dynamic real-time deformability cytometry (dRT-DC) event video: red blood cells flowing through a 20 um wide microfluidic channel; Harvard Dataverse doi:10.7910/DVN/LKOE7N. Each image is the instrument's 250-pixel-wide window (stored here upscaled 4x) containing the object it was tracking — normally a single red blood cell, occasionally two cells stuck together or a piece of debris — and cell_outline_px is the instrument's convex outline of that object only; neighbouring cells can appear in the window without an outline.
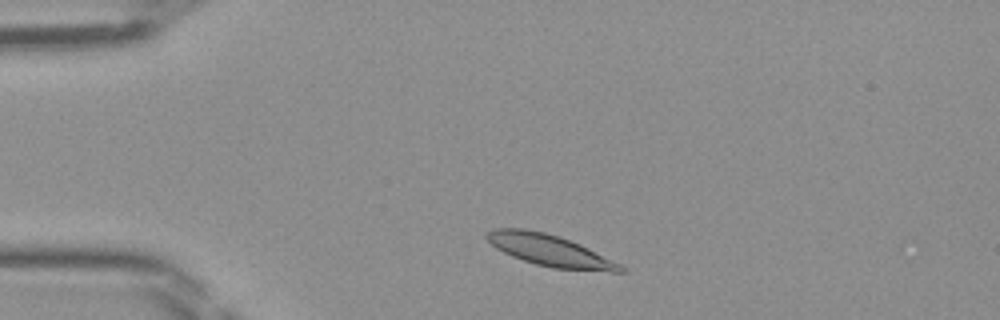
{"species": "Egyptian fruit bat (a non-hibernating species)", "species_latin": "Rousettus aegyptiacus", "temperature_condition": "room temperature", "stored_images_in_passage": 41, "camera_frame_rate_fps": 3000, "um_per_image_px": 0.085, "frame": {"image": 1, "passage_image": 4, "time_ms": 1.0, "image_size_px": [1000, 320], "cell_outline_px": [[624, 272], [612, 272], [552, 268], [536, 264], [512, 256], [496, 248], [484, 236], [492, 228], [524, 228], [544, 232], [560, 236], [580, 244], [620, 264], [624, 268]], "centroid_in_image_um": [46.72, 21.28], "position_along_channel_um": 38.3, "area_um2": 24.39}}
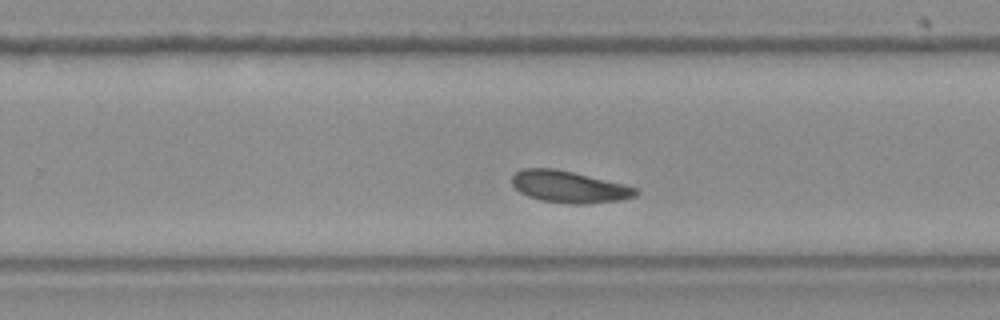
{"frame": {"image": 2, "passage_image": 24, "time_ms": 7.667, "image_size_px": [1000, 320], "cell_outline_px": [[640, 192], [636, 196], [620, 200], [584, 204], [572, 204], [540, 200], [528, 196], [520, 192], [512, 184], [512, 176], [516, 172], [524, 168], [556, 168], [624, 184], [636, 188]], "centroid_in_image_um": [48.37, 15.88], "position_along_channel_um": 281.4, "area_um2": 22.89}}
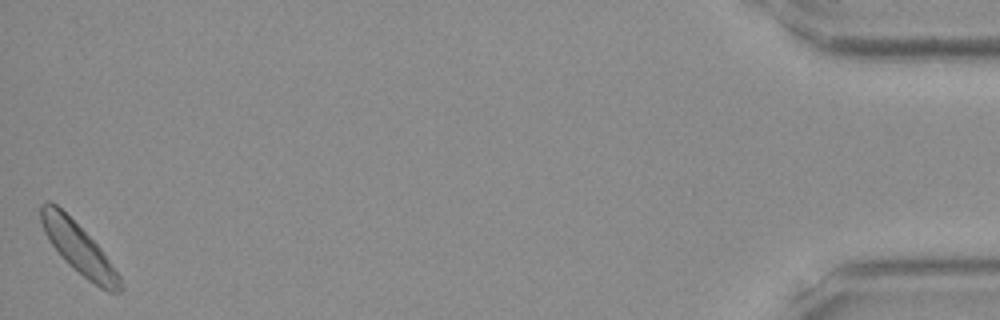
{"frame": {"image": 3, "passage_image": 41, "time_ms": 13.333, "image_size_px": [1000, 320], "cell_outline_px": [[124, 288], [120, 292], [108, 292], [100, 288], [88, 280], [72, 268], [64, 260], [48, 240], [44, 232], [40, 220], [40, 204], [48, 200], [56, 204], [100, 248], [120, 276]], "centroid_in_image_um": [6.67, 21.14], "position_along_channel_um": 428.5, "area_um2": 23.06}}